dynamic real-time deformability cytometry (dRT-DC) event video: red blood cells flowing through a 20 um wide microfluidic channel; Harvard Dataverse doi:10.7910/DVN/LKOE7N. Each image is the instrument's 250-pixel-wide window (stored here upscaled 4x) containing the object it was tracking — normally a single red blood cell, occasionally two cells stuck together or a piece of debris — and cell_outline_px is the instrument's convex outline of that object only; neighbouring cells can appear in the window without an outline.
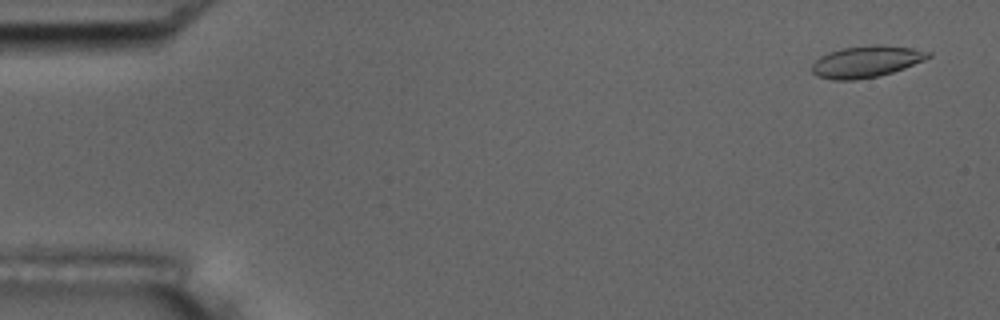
{"species": "common noctule bat (a hibernating species)", "species_latin": "Nyctalus noctula", "temperature_condition": "room temperature", "stored_images_in_passage": 54, "camera_frame_rate_fps": 3000, "um_per_image_px": 0.085, "animal": {"sex": "male", "body_mass_g": 17.5, "forearm_length_mm": 52.3}, "frame": {"image": 1, "passage_image": 3, "time_ms": 0.667, "image_size_px": [1000, 320], "cell_outline_px": [[932, 56], [924, 60], [904, 68], [892, 72], [876, 76], [856, 80], [832, 80], [816, 76], [812, 72], [812, 64], [820, 56], [840, 48], [872, 44], [884, 44], [912, 48], [932, 52]], "centroid_in_image_um": [73.63, 5.22], "position_along_channel_um": 11.4, "area_um2": 21.56}}
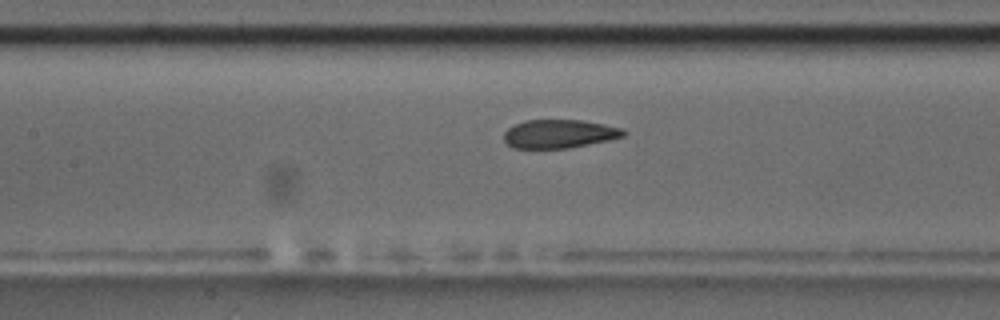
{"frame": {"image": 2, "passage_image": 25, "time_ms": 8.0, "image_size_px": [1000, 320], "cell_outline_px": [[628, 132], [624, 136], [608, 140], [568, 148], [512, 148], [504, 140], [504, 132], [508, 128], [524, 120], [584, 120], [624, 128]], "centroid_in_image_um": [47.56, 11.37], "position_along_channel_um": 159.8, "area_um2": 19.94}}
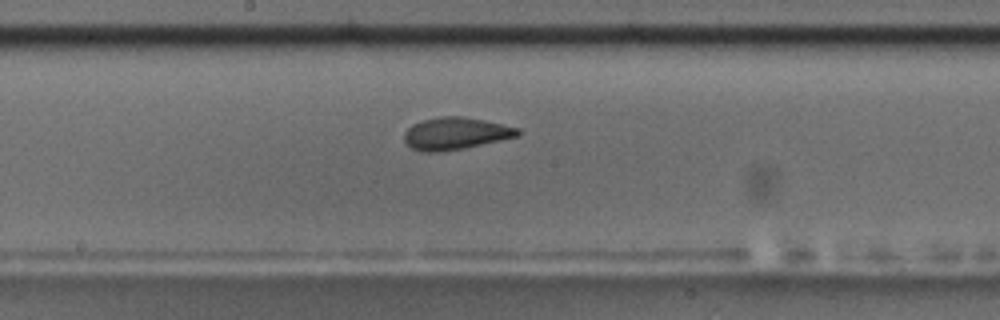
{"frame": {"image": 3, "passage_image": 29, "time_ms": 9.333, "image_size_px": [1000, 320], "cell_outline_px": [[520, 136], [464, 148], [440, 152], [424, 152], [412, 148], [404, 140], [404, 132], [412, 124], [420, 120], [440, 116], [460, 116], [484, 120], [520, 128]], "centroid_in_image_um": [38.72, 11.34], "position_along_channel_um": 209.5, "area_um2": 21.39}, "authors_computed_cell_mechanics": {"area_um2": 21.2993, "velocity_mm_per_s": 3.7419, "shape_relaxation_time_tau1_ms": 5.5086, "shape_relaxation_time_tau2_ms": 1.6109, "deformation_change_tau1": 0.1509, "deformation_change_tau2": 0.0476}}